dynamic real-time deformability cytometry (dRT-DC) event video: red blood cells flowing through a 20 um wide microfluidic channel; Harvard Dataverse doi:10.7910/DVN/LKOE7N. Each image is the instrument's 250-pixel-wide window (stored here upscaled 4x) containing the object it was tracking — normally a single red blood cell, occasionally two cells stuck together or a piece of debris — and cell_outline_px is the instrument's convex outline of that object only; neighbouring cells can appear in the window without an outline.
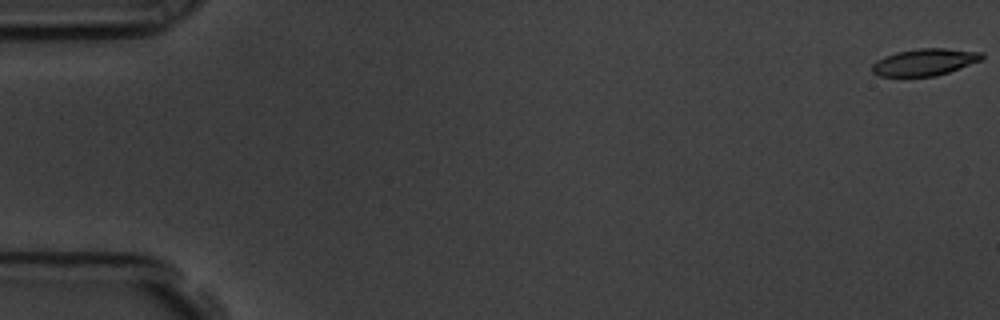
{"species": "common noctule bat (a hibernating species)", "species_latin": "Nyctalus noctula", "temperature_condition": "room temperature", "stored_images_in_passage": 58, "camera_frame_rate_fps": 3000, "um_per_image_px": 0.085, "animal": {"sex": "male", "body_mass_g": 19.5, "forearm_length_mm": 54.6}, "frame": {"image": 1, "passage_image": 1, "time_ms": 0.0, "image_size_px": [1000, 320], "cell_outline_px": [[984, 56], [980, 60], [948, 72], [936, 76], [880, 76], [872, 72], [872, 64], [876, 60], [884, 56], [896, 52], [920, 48], [944, 48], [984, 52]], "centroid_in_image_um": [78.57, 5.27], "position_along_channel_um": 6.4, "area_um2": 17.11}}
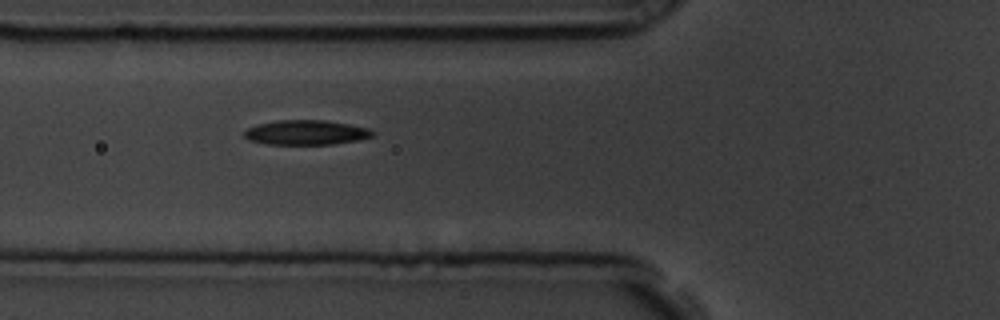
{"frame": {"image": 2, "passage_image": 22, "time_ms": 7.0, "image_size_px": [1000, 320], "cell_outline_px": [[376, 132], [372, 136], [360, 140], [332, 144], [268, 144], [248, 140], [244, 136], [244, 132], [248, 128], [256, 124], [276, 120], [324, 120], [348, 124], [368, 128]], "centroid_in_image_um": [26.01, 11.26], "position_along_channel_um": 99.8, "area_um2": 18.5}}
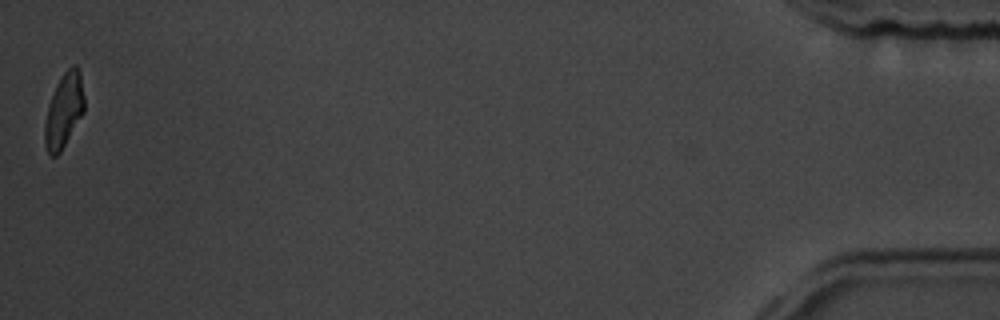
{"frame": {"image": 3, "passage_image": 58, "time_ms": 19.0, "image_size_px": [1000, 320], "cell_outline_px": [[84, 112], [60, 152], [56, 156], [52, 156], [48, 152], [44, 144], [44, 124], [48, 104], [56, 84], [60, 76], [72, 64], [76, 64], [80, 72], [84, 96]], "centroid_in_image_um": [5.42, 9.36], "position_along_channel_um": 429.8, "area_um2": 17.22}, "authors_computed_cell_mechanics": {"area_um2": 18.2937, "velocity_mm_per_s": 3.5481, "shape_relaxation_time_tau1_ms": 4.2081, "shape_relaxation_time_tau2_ms": 7.0562, "deformation_change_tau1": 0.1526, "deformation_change_tau2": 0.1436}}